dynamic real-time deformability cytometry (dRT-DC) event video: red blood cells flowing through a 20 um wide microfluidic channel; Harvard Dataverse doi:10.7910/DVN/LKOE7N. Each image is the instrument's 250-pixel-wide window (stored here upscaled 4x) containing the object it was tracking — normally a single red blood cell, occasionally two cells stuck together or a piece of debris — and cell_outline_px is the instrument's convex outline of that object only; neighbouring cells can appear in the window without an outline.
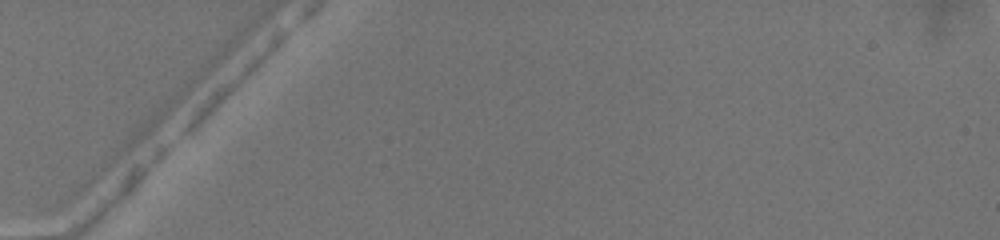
{"species": "common noctule bat (a hibernating species)", "species_latin": "Nyctalus noctula", "temperature_condition": "warm", "stored_images_in_passage": 2, "camera_frame_rate_fps": 3000, "um_per_image_px": 0.085, "animal": {"sex": "female", "body_mass_g": 19.5, "forearm_length_mm": 54.1}, "frame": {"image": 1, "passage_image": 1, "time_ms": 0.0, "image_size_px": [1000, 240], "cell_outline_px": [[284, 36], [280, 44], [196, 132], [184, 132], [184, 124], [212, 92], [276, 32], [284, 32]], "centroid_in_image_um": [19.7, 7.15], "position_along_channel_um": 65.3, "area_um2": 13.64}}